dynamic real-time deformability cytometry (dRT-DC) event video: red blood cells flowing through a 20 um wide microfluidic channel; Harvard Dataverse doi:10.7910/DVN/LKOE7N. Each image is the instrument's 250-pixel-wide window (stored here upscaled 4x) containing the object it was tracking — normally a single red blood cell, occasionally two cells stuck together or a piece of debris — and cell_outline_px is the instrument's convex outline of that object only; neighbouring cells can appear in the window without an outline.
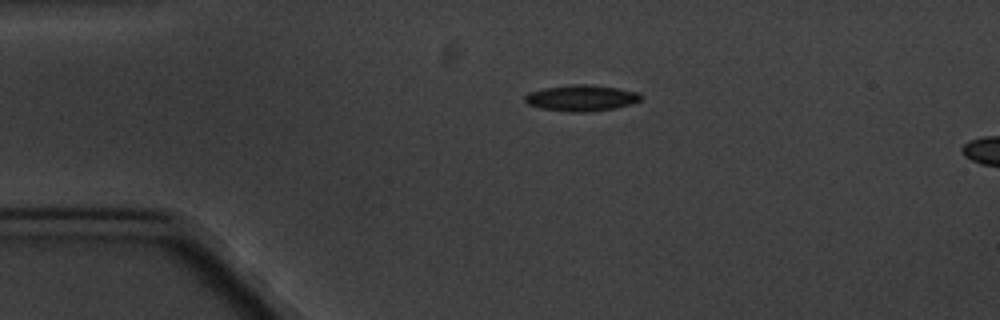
{"species": "common noctule bat (a hibernating species)", "species_latin": "Nyctalus noctula", "temperature_condition": "cold", "stored_images_in_passage": 3, "segment_of_instrument_passage": [1, 2], "camera_frame_rate_fps": 3000, "um_per_image_px": 0.085, "animal": {"sex": "male", "body_mass_g": 20.1, "forearm_length_mm": 53.5}, "frame": {"image": 1, "passage_image": 1, "time_ms": 0.0, "image_size_px": [1000, 320], "cell_outline_px": [[644, 96], [640, 100], [616, 108], [588, 112], [568, 112], [540, 108], [528, 104], [524, 100], [524, 96], [528, 92], [544, 88], [572, 84], [588, 84], [616, 88], [640, 92]], "centroid_in_image_um": [49.4, 8.33], "position_along_channel_um": 35.6, "area_um2": 17.74}}